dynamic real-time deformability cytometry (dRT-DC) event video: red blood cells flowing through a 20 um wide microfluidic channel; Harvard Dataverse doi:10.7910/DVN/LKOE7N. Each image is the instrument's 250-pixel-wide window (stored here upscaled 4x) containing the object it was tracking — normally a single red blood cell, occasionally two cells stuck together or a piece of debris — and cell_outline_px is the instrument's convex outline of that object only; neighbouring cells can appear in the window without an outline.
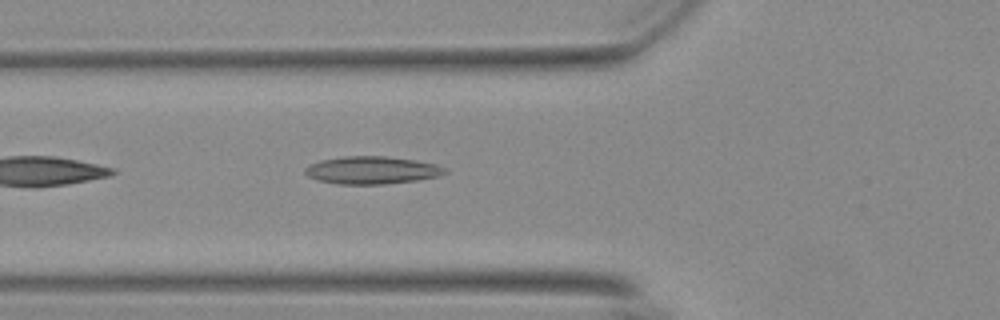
{"species": "Egyptian fruit bat (a non-hibernating species)", "species_latin": "Rousettus aegyptiacus", "temperature_condition": "warm", "stored_images_in_passage": 40, "camera_frame_rate_fps": 3000, "um_per_image_px": 0.085, "animal": {"sex": "female"}, "frame": {"image": 1, "passage_image": 5, "time_ms": 1.333, "image_size_px": [1000, 320], "cell_outline_px": [[448, 172], [440, 176], [416, 180], [384, 184], [336, 184], [316, 180], [308, 176], [304, 172], [304, 168], [320, 160], [344, 156], [384, 156], [416, 160], [436, 164], [448, 168]], "centroid_in_image_um": [31.63, 14.47], "position_along_channel_um": 94.2, "area_um2": 22.66}}
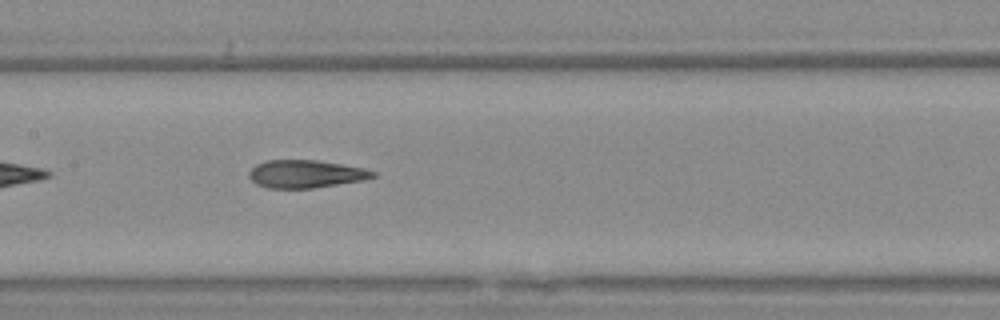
{"frame": {"image": 2, "passage_image": 12, "time_ms": 3.667, "image_size_px": [1000, 320], "cell_outline_px": [[376, 176], [364, 180], [312, 188], [268, 188], [256, 184], [248, 176], [248, 172], [256, 164], [264, 160], [316, 160], [364, 168], [376, 172]], "centroid_in_image_um": [25.96, 14.78], "position_along_channel_um": 181.4, "area_um2": 20.06}}
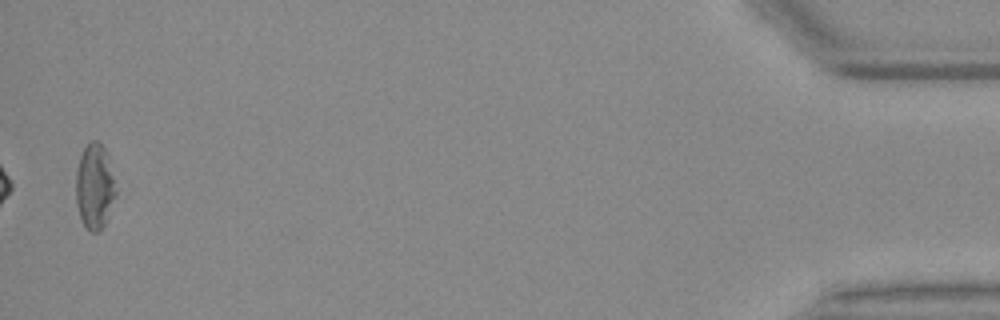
{"frame": {"image": 3, "passage_image": 39, "time_ms": 12.667, "image_size_px": [1000, 320], "cell_outline_px": [[116, 196], [104, 224], [96, 232], [92, 232], [84, 224], [80, 216], [76, 204], [76, 172], [80, 156], [84, 148], [92, 140], [96, 140], [104, 148], [108, 156], [116, 192]], "centroid_in_image_um": [8.03, 15.83], "position_along_channel_um": 427.2, "area_um2": 19.42}, "authors_computed_cell_mechanics": {"area_um2": 20.7213, "velocity_mm_per_s": 3.7186, "shape_relaxation_time_tau1_ms": null, "shape_relaxation_time_tau2_ms": 2.4489, "deformation_change_tau1": null, "deformation_change_tau2": 0.124}}